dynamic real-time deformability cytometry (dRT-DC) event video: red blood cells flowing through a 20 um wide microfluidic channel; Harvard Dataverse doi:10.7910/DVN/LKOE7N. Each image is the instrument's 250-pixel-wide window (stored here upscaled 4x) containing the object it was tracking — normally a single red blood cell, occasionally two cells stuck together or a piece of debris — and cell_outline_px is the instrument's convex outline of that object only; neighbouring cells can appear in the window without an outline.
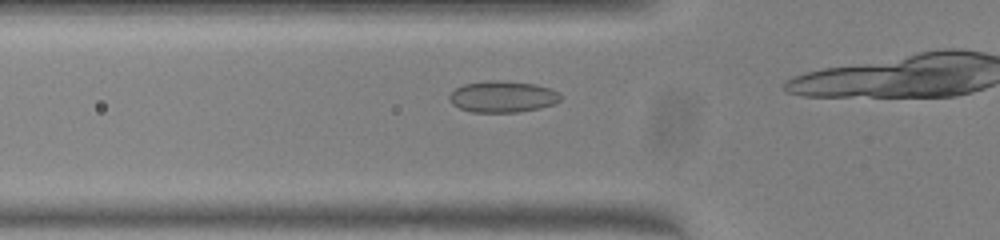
{"species": "common noctule bat (a hibernating species)", "species_latin": "Nyctalus noctula", "temperature_condition": "warm", "stored_images_in_passage": 23, "camera_frame_rate_fps": 3000, "um_per_image_px": 0.085, "animal": {"sex": "female", "body_mass_g": 23.0, "forearm_length_mm": 53.4}, "frame": {"image": 1, "passage_image": 10, "time_ms": 3.0, "image_size_px": [1000, 240], "cell_outline_px": [[560, 100], [552, 104], [540, 108], [516, 112], [472, 112], [460, 108], [452, 104], [448, 100], [448, 96], [456, 88], [464, 84], [488, 80], [500, 80], [536, 84], [560, 92]], "centroid_in_image_um": [42.7, 8.21], "position_along_channel_um": 83.1, "area_um2": 20.35}}
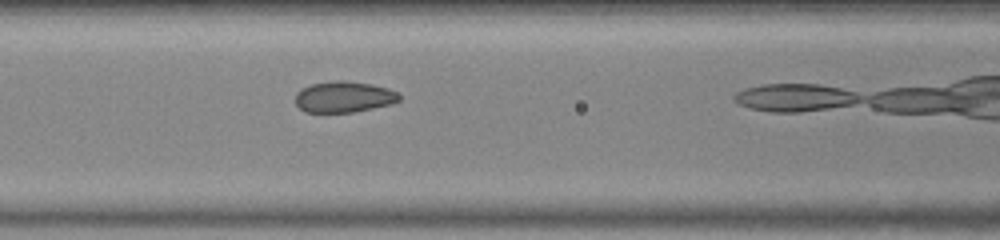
{"frame": {"image": 2, "passage_image": 14, "time_ms": 4.333, "image_size_px": [1000, 240], "cell_outline_px": [[400, 100], [388, 104], [372, 108], [352, 112], [304, 112], [296, 104], [296, 92], [300, 88], [312, 84], [336, 80], [344, 80], [372, 84], [388, 88], [396, 92], [400, 96]], "centroid_in_image_um": [29.19, 8.22], "position_along_channel_um": 137.4, "area_um2": 18.73}}